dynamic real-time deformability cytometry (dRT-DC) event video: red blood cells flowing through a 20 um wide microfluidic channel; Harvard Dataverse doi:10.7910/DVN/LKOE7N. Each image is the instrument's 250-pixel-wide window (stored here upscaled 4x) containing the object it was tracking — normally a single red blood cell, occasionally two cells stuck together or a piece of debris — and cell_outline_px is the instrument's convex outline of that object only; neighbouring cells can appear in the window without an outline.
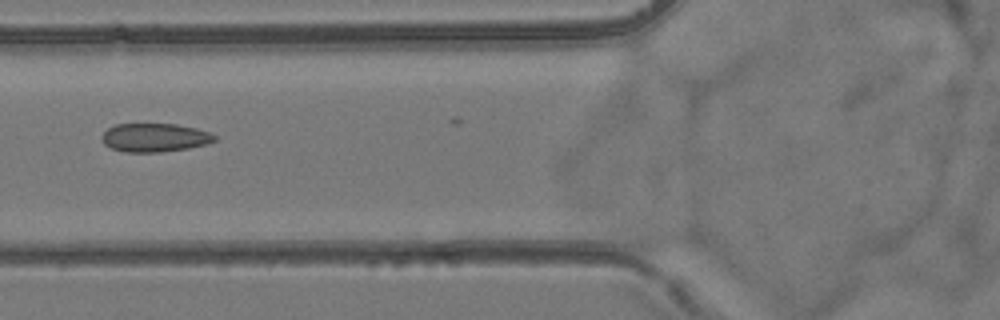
{"species": "common noctule bat (a hibernating species)", "species_latin": "Nyctalus noctula", "temperature_condition": "room temperature", "stored_images_in_passage": 4, "camera_frame_rate_fps": 3000, "um_per_image_px": 0.085, "animal": {"sex": "female", "body_mass_g": 24.6, "forearm_length_mm": 56.2}, "frame": {"image": 1, "passage_image": 3, "time_ms": 2.333, "image_size_px": [1000, 320], "cell_outline_px": [[216, 140], [208, 144], [188, 148], [160, 152], [124, 152], [112, 148], [104, 144], [100, 140], [100, 136], [108, 128], [116, 124], [176, 124], [196, 128], [208, 132], [216, 136]], "centroid_in_image_um": [13.13, 11.69], "position_along_channel_um": 112.7, "area_um2": 18.84}}
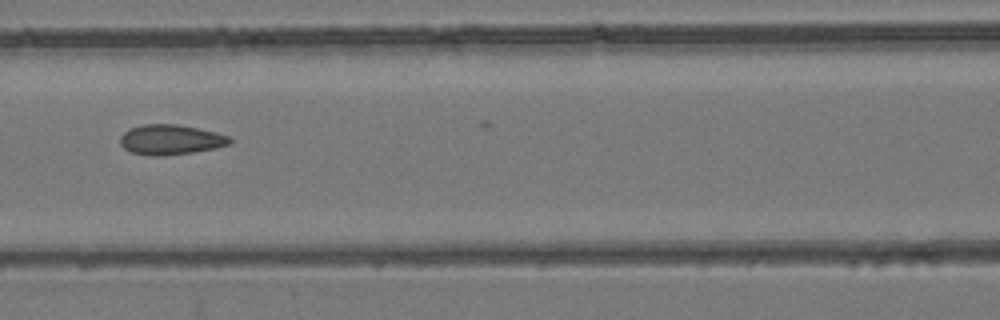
{"frame": {"image": 2, "passage_image": 4, "time_ms": 3.333, "image_size_px": [1000, 320], "cell_outline_px": [[232, 144], [192, 152], [164, 156], [148, 156], [132, 152], [124, 148], [120, 144], [120, 136], [128, 128], [140, 124], [176, 124], [216, 132], [228, 136], [232, 140]], "centroid_in_image_um": [14.46, 11.87], "position_along_channel_um": 152.1, "area_um2": 19.25}}